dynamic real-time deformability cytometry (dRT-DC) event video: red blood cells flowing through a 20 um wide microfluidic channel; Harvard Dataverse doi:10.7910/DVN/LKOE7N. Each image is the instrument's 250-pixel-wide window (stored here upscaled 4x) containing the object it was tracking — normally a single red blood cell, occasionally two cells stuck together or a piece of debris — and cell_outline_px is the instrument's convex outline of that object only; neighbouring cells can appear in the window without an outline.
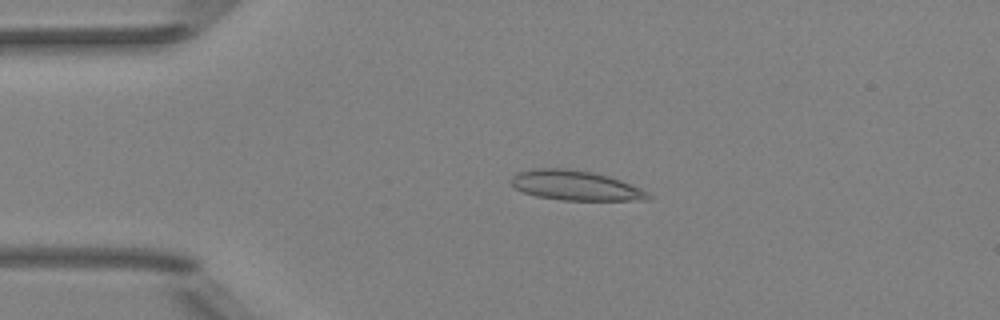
{"species": "Egyptian fruit bat (a non-hibernating species)", "species_latin": "Rousettus aegyptiacus", "temperature_condition": "room temperature", "stored_images_in_passage": 4, "camera_frame_rate_fps": 3000, "um_per_image_px": 0.085, "animal": {"sex": "female"}, "frame": {"image": 1, "passage_image": 3, "time_ms": 2.333, "image_size_px": [1000, 320], "cell_outline_px": [[652, 196], [648, 200], [560, 200], [536, 196], [524, 192], [516, 188], [512, 184], [512, 176], [520, 172], [532, 168], [564, 168], [592, 172], [608, 176], [620, 180], [640, 188], [648, 192]], "centroid_in_image_um": [48.93, 15.77], "position_along_channel_um": 36.1, "area_um2": 23.64}}